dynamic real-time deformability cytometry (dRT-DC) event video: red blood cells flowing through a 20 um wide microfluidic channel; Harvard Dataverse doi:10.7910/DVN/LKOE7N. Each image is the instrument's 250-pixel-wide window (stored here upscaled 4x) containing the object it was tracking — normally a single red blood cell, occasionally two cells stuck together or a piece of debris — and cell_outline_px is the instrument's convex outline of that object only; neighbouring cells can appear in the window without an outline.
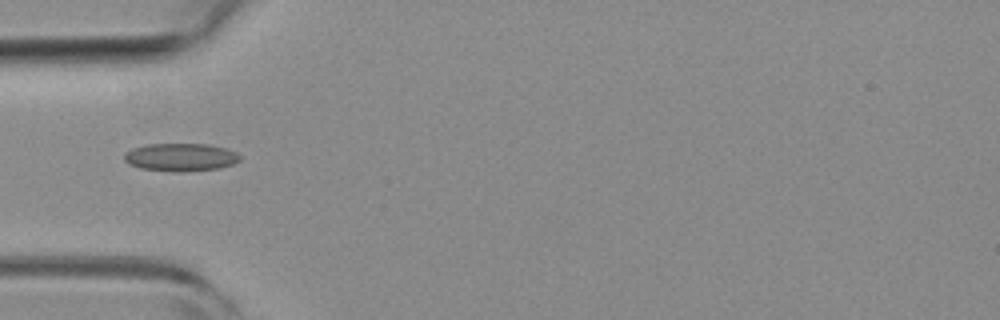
{"species": "common noctule bat (a hibernating species)", "species_latin": "Nyctalus noctula", "temperature_condition": "room temperature", "stored_images_in_passage": 8, "camera_frame_rate_fps": 3000, "um_per_image_px": 0.085, "animal": {"sex": "female", "body_mass_g": 19.3, "forearm_length_mm": 54.1}, "frame": {"image": 1, "passage_image": 5, "time_ms": 1.333, "image_size_px": [1000, 320], "cell_outline_px": [[240, 160], [232, 164], [220, 168], [180, 172], [172, 172], [140, 168], [128, 164], [124, 160], [124, 152], [132, 148], [148, 144], [208, 144], [228, 148], [236, 152], [240, 156]], "centroid_in_image_um": [15.34, 13.36], "position_along_channel_um": 69.7, "area_um2": 19.02}}
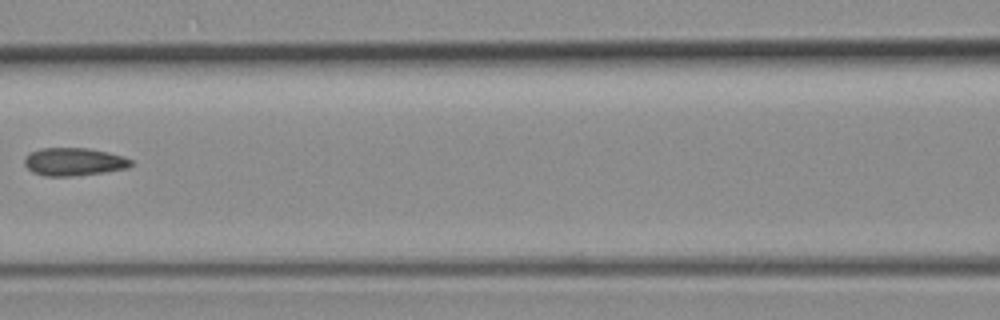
{"frame": {"image": 2, "passage_image": 7, "time_ms": 2.0, "image_size_px": [1000, 320], "cell_outline_px": [[132, 164], [128, 168], [104, 172], [76, 176], [44, 176], [32, 172], [24, 164], [24, 156], [28, 152], [40, 148], [88, 148], [108, 152], [124, 156], [132, 160]], "centroid_in_image_um": [6.25, 13.74], "position_along_channel_um": 160.3, "area_um2": 17.57}}
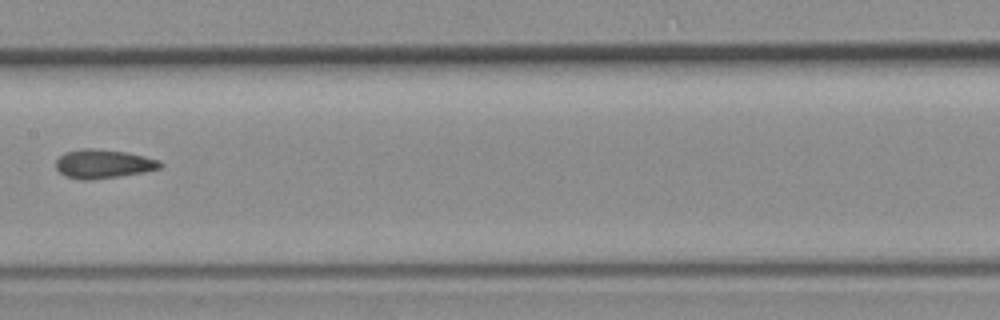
{"frame": {"image": 3, "passage_image": 8, "time_ms": 2.333, "image_size_px": [1000, 320], "cell_outline_px": [[164, 164], [160, 168], [144, 172], [120, 176], [92, 180], [80, 180], [64, 176], [56, 168], [56, 160], [64, 152], [80, 148], [92, 148], [128, 152], [160, 160]], "centroid_in_image_um": [8.77, 13.93], "position_along_channel_um": 198.6, "area_um2": 17.8}}